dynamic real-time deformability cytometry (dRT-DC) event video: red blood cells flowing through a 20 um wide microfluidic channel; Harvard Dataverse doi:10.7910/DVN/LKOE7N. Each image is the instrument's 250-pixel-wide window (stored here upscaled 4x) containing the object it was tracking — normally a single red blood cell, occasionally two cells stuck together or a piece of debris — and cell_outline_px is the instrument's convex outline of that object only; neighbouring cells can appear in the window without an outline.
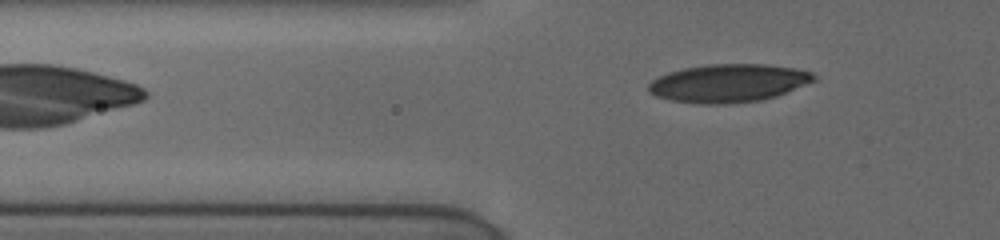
{"species": "human", "species_latin": "Homo sapiens", "temperature_condition": "cold", "stored_images_in_passage": 14, "camera_frame_rate_fps": 3000, "um_per_image_px": 0.085, "donor": {"sex": "female"}, "frame": {"image": 1, "passage_image": 14, "time_ms": 7.0, "image_size_px": [1000, 240], "cell_outline_px": [[816, 80], [776, 96], [760, 100], [728, 104], [696, 104], [672, 100], [656, 96], [648, 92], [648, 84], [652, 80], [668, 72], [684, 68], [708, 64], [768, 64], [792, 68], [812, 72], [816, 76]], "centroid_in_image_um": [61.9, 7.07], "position_along_channel_um": 63.9, "area_um2": 36.7}}